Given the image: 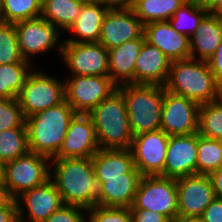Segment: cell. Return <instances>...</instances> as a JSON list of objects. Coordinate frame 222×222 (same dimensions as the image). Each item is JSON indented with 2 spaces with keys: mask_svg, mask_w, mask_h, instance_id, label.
<instances>
[{
  "mask_svg": "<svg viewBox=\"0 0 222 222\" xmlns=\"http://www.w3.org/2000/svg\"><path fill=\"white\" fill-rule=\"evenodd\" d=\"M168 141L169 136L161 129L133 137L130 150L142 176H163Z\"/></svg>",
  "mask_w": 222,
  "mask_h": 222,
  "instance_id": "11",
  "label": "cell"
},
{
  "mask_svg": "<svg viewBox=\"0 0 222 222\" xmlns=\"http://www.w3.org/2000/svg\"><path fill=\"white\" fill-rule=\"evenodd\" d=\"M188 0H133L131 8L145 25L154 21H168Z\"/></svg>",
  "mask_w": 222,
  "mask_h": 222,
  "instance_id": "27",
  "label": "cell"
},
{
  "mask_svg": "<svg viewBox=\"0 0 222 222\" xmlns=\"http://www.w3.org/2000/svg\"><path fill=\"white\" fill-rule=\"evenodd\" d=\"M0 222H19L16 199H14L7 207L0 208Z\"/></svg>",
  "mask_w": 222,
  "mask_h": 222,
  "instance_id": "41",
  "label": "cell"
},
{
  "mask_svg": "<svg viewBox=\"0 0 222 222\" xmlns=\"http://www.w3.org/2000/svg\"><path fill=\"white\" fill-rule=\"evenodd\" d=\"M58 45L63 62L73 76H109L108 50L99 42Z\"/></svg>",
  "mask_w": 222,
  "mask_h": 222,
  "instance_id": "10",
  "label": "cell"
},
{
  "mask_svg": "<svg viewBox=\"0 0 222 222\" xmlns=\"http://www.w3.org/2000/svg\"><path fill=\"white\" fill-rule=\"evenodd\" d=\"M85 3L80 0H47L42 5L41 17L60 31L70 29Z\"/></svg>",
  "mask_w": 222,
  "mask_h": 222,
  "instance_id": "26",
  "label": "cell"
},
{
  "mask_svg": "<svg viewBox=\"0 0 222 222\" xmlns=\"http://www.w3.org/2000/svg\"><path fill=\"white\" fill-rule=\"evenodd\" d=\"M16 201L19 222H45L52 213L64 205L61 194L51 179L23 192ZM23 206L28 210L26 214L30 219L27 221L25 220L27 218L23 217L26 211Z\"/></svg>",
  "mask_w": 222,
  "mask_h": 222,
  "instance_id": "17",
  "label": "cell"
},
{
  "mask_svg": "<svg viewBox=\"0 0 222 222\" xmlns=\"http://www.w3.org/2000/svg\"><path fill=\"white\" fill-rule=\"evenodd\" d=\"M87 222H132L128 207H104L95 205L87 209Z\"/></svg>",
  "mask_w": 222,
  "mask_h": 222,
  "instance_id": "36",
  "label": "cell"
},
{
  "mask_svg": "<svg viewBox=\"0 0 222 222\" xmlns=\"http://www.w3.org/2000/svg\"><path fill=\"white\" fill-rule=\"evenodd\" d=\"M28 75L18 96L25 118L56 106L65 100V82L40 71Z\"/></svg>",
  "mask_w": 222,
  "mask_h": 222,
  "instance_id": "7",
  "label": "cell"
},
{
  "mask_svg": "<svg viewBox=\"0 0 222 222\" xmlns=\"http://www.w3.org/2000/svg\"><path fill=\"white\" fill-rule=\"evenodd\" d=\"M31 64L12 63L0 65V98H18L28 75L33 70L34 66Z\"/></svg>",
  "mask_w": 222,
  "mask_h": 222,
  "instance_id": "28",
  "label": "cell"
},
{
  "mask_svg": "<svg viewBox=\"0 0 222 222\" xmlns=\"http://www.w3.org/2000/svg\"><path fill=\"white\" fill-rule=\"evenodd\" d=\"M50 179L61 194L64 205L85 209L97 205L99 186L92 158H52Z\"/></svg>",
  "mask_w": 222,
  "mask_h": 222,
  "instance_id": "1",
  "label": "cell"
},
{
  "mask_svg": "<svg viewBox=\"0 0 222 222\" xmlns=\"http://www.w3.org/2000/svg\"><path fill=\"white\" fill-rule=\"evenodd\" d=\"M214 14L222 20V4L219 6V8L214 12Z\"/></svg>",
  "mask_w": 222,
  "mask_h": 222,
  "instance_id": "48",
  "label": "cell"
},
{
  "mask_svg": "<svg viewBox=\"0 0 222 222\" xmlns=\"http://www.w3.org/2000/svg\"><path fill=\"white\" fill-rule=\"evenodd\" d=\"M6 163L0 161V184H5Z\"/></svg>",
  "mask_w": 222,
  "mask_h": 222,
  "instance_id": "46",
  "label": "cell"
},
{
  "mask_svg": "<svg viewBox=\"0 0 222 222\" xmlns=\"http://www.w3.org/2000/svg\"><path fill=\"white\" fill-rule=\"evenodd\" d=\"M222 167V140L197 133V174L210 175Z\"/></svg>",
  "mask_w": 222,
  "mask_h": 222,
  "instance_id": "29",
  "label": "cell"
},
{
  "mask_svg": "<svg viewBox=\"0 0 222 222\" xmlns=\"http://www.w3.org/2000/svg\"><path fill=\"white\" fill-rule=\"evenodd\" d=\"M100 149H130L133 139L126 101L117 89L90 113Z\"/></svg>",
  "mask_w": 222,
  "mask_h": 222,
  "instance_id": "4",
  "label": "cell"
},
{
  "mask_svg": "<svg viewBox=\"0 0 222 222\" xmlns=\"http://www.w3.org/2000/svg\"><path fill=\"white\" fill-rule=\"evenodd\" d=\"M14 26L20 54L26 61H31L30 56L43 54L57 47L60 31L43 17L23 20Z\"/></svg>",
  "mask_w": 222,
  "mask_h": 222,
  "instance_id": "14",
  "label": "cell"
},
{
  "mask_svg": "<svg viewBox=\"0 0 222 222\" xmlns=\"http://www.w3.org/2000/svg\"><path fill=\"white\" fill-rule=\"evenodd\" d=\"M42 6L37 0H0V21L17 22L41 17Z\"/></svg>",
  "mask_w": 222,
  "mask_h": 222,
  "instance_id": "33",
  "label": "cell"
},
{
  "mask_svg": "<svg viewBox=\"0 0 222 222\" xmlns=\"http://www.w3.org/2000/svg\"><path fill=\"white\" fill-rule=\"evenodd\" d=\"M178 218L198 219L216 198L209 175L194 174L176 179Z\"/></svg>",
  "mask_w": 222,
  "mask_h": 222,
  "instance_id": "12",
  "label": "cell"
},
{
  "mask_svg": "<svg viewBox=\"0 0 222 222\" xmlns=\"http://www.w3.org/2000/svg\"><path fill=\"white\" fill-rule=\"evenodd\" d=\"M109 8H127L131 7L133 0H96Z\"/></svg>",
  "mask_w": 222,
  "mask_h": 222,
  "instance_id": "44",
  "label": "cell"
},
{
  "mask_svg": "<svg viewBox=\"0 0 222 222\" xmlns=\"http://www.w3.org/2000/svg\"><path fill=\"white\" fill-rule=\"evenodd\" d=\"M207 64L215 77L218 88L222 89V40L213 53V55L207 60Z\"/></svg>",
  "mask_w": 222,
  "mask_h": 222,
  "instance_id": "39",
  "label": "cell"
},
{
  "mask_svg": "<svg viewBox=\"0 0 222 222\" xmlns=\"http://www.w3.org/2000/svg\"><path fill=\"white\" fill-rule=\"evenodd\" d=\"M145 41L144 35L138 39L108 50L109 77L118 85L133 83L136 59Z\"/></svg>",
  "mask_w": 222,
  "mask_h": 222,
  "instance_id": "22",
  "label": "cell"
},
{
  "mask_svg": "<svg viewBox=\"0 0 222 222\" xmlns=\"http://www.w3.org/2000/svg\"><path fill=\"white\" fill-rule=\"evenodd\" d=\"M145 41L158 47L170 60L191 58L190 39L177 32L169 21H154L144 25Z\"/></svg>",
  "mask_w": 222,
  "mask_h": 222,
  "instance_id": "19",
  "label": "cell"
},
{
  "mask_svg": "<svg viewBox=\"0 0 222 222\" xmlns=\"http://www.w3.org/2000/svg\"><path fill=\"white\" fill-rule=\"evenodd\" d=\"M174 222H200L199 219L177 218Z\"/></svg>",
  "mask_w": 222,
  "mask_h": 222,
  "instance_id": "47",
  "label": "cell"
},
{
  "mask_svg": "<svg viewBox=\"0 0 222 222\" xmlns=\"http://www.w3.org/2000/svg\"><path fill=\"white\" fill-rule=\"evenodd\" d=\"M144 34V24L131 7L109 8L103 18L99 43L107 50L127 41L138 39Z\"/></svg>",
  "mask_w": 222,
  "mask_h": 222,
  "instance_id": "15",
  "label": "cell"
},
{
  "mask_svg": "<svg viewBox=\"0 0 222 222\" xmlns=\"http://www.w3.org/2000/svg\"><path fill=\"white\" fill-rule=\"evenodd\" d=\"M200 136L222 140V99L199 106L198 130Z\"/></svg>",
  "mask_w": 222,
  "mask_h": 222,
  "instance_id": "32",
  "label": "cell"
},
{
  "mask_svg": "<svg viewBox=\"0 0 222 222\" xmlns=\"http://www.w3.org/2000/svg\"><path fill=\"white\" fill-rule=\"evenodd\" d=\"M92 163L96 179L126 178L135 167L130 149H99Z\"/></svg>",
  "mask_w": 222,
  "mask_h": 222,
  "instance_id": "25",
  "label": "cell"
},
{
  "mask_svg": "<svg viewBox=\"0 0 222 222\" xmlns=\"http://www.w3.org/2000/svg\"><path fill=\"white\" fill-rule=\"evenodd\" d=\"M209 177L211 178L216 198L222 199V167L212 172Z\"/></svg>",
  "mask_w": 222,
  "mask_h": 222,
  "instance_id": "42",
  "label": "cell"
},
{
  "mask_svg": "<svg viewBox=\"0 0 222 222\" xmlns=\"http://www.w3.org/2000/svg\"><path fill=\"white\" fill-rule=\"evenodd\" d=\"M132 222H171L165 215L140 208H130Z\"/></svg>",
  "mask_w": 222,
  "mask_h": 222,
  "instance_id": "38",
  "label": "cell"
},
{
  "mask_svg": "<svg viewBox=\"0 0 222 222\" xmlns=\"http://www.w3.org/2000/svg\"><path fill=\"white\" fill-rule=\"evenodd\" d=\"M197 174V133L169 136L163 177Z\"/></svg>",
  "mask_w": 222,
  "mask_h": 222,
  "instance_id": "18",
  "label": "cell"
},
{
  "mask_svg": "<svg viewBox=\"0 0 222 222\" xmlns=\"http://www.w3.org/2000/svg\"><path fill=\"white\" fill-rule=\"evenodd\" d=\"M99 149L90 114L76 113L58 153L53 158H92Z\"/></svg>",
  "mask_w": 222,
  "mask_h": 222,
  "instance_id": "16",
  "label": "cell"
},
{
  "mask_svg": "<svg viewBox=\"0 0 222 222\" xmlns=\"http://www.w3.org/2000/svg\"><path fill=\"white\" fill-rule=\"evenodd\" d=\"M126 101L133 136L161 129L165 86L126 83L118 86Z\"/></svg>",
  "mask_w": 222,
  "mask_h": 222,
  "instance_id": "5",
  "label": "cell"
},
{
  "mask_svg": "<svg viewBox=\"0 0 222 222\" xmlns=\"http://www.w3.org/2000/svg\"><path fill=\"white\" fill-rule=\"evenodd\" d=\"M39 4L42 6L47 0H37Z\"/></svg>",
  "mask_w": 222,
  "mask_h": 222,
  "instance_id": "50",
  "label": "cell"
},
{
  "mask_svg": "<svg viewBox=\"0 0 222 222\" xmlns=\"http://www.w3.org/2000/svg\"><path fill=\"white\" fill-rule=\"evenodd\" d=\"M69 76L64 80L65 100L75 113L89 114L118 89V85L109 76Z\"/></svg>",
  "mask_w": 222,
  "mask_h": 222,
  "instance_id": "9",
  "label": "cell"
},
{
  "mask_svg": "<svg viewBox=\"0 0 222 222\" xmlns=\"http://www.w3.org/2000/svg\"><path fill=\"white\" fill-rule=\"evenodd\" d=\"M189 39L191 58L207 61L222 40V20L214 13H207Z\"/></svg>",
  "mask_w": 222,
  "mask_h": 222,
  "instance_id": "23",
  "label": "cell"
},
{
  "mask_svg": "<svg viewBox=\"0 0 222 222\" xmlns=\"http://www.w3.org/2000/svg\"><path fill=\"white\" fill-rule=\"evenodd\" d=\"M165 88L199 105L220 99V89L207 61L192 58L172 61Z\"/></svg>",
  "mask_w": 222,
  "mask_h": 222,
  "instance_id": "3",
  "label": "cell"
},
{
  "mask_svg": "<svg viewBox=\"0 0 222 222\" xmlns=\"http://www.w3.org/2000/svg\"><path fill=\"white\" fill-rule=\"evenodd\" d=\"M130 208L155 211L174 222L178 218L176 179L160 175L142 176Z\"/></svg>",
  "mask_w": 222,
  "mask_h": 222,
  "instance_id": "6",
  "label": "cell"
},
{
  "mask_svg": "<svg viewBox=\"0 0 222 222\" xmlns=\"http://www.w3.org/2000/svg\"><path fill=\"white\" fill-rule=\"evenodd\" d=\"M108 10V6L97 1L85 3L78 18L68 30V32L72 31L76 36L68 38L62 43L98 42L101 34L103 18Z\"/></svg>",
  "mask_w": 222,
  "mask_h": 222,
  "instance_id": "24",
  "label": "cell"
},
{
  "mask_svg": "<svg viewBox=\"0 0 222 222\" xmlns=\"http://www.w3.org/2000/svg\"><path fill=\"white\" fill-rule=\"evenodd\" d=\"M198 219L200 222H222V199L215 198Z\"/></svg>",
  "mask_w": 222,
  "mask_h": 222,
  "instance_id": "40",
  "label": "cell"
},
{
  "mask_svg": "<svg viewBox=\"0 0 222 222\" xmlns=\"http://www.w3.org/2000/svg\"><path fill=\"white\" fill-rule=\"evenodd\" d=\"M83 212V214H82ZM87 209L75 205H63L52 213L45 222H87Z\"/></svg>",
  "mask_w": 222,
  "mask_h": 222,
  "instance_id": "37",
  "label": "cell"
},
{
  "mask_svg": "<svg viewBox=\"0 0 222 222\" xmlns=\"http://www.w3.org/2000/svg\"><path fill=\"white\" fill-rule=\"evenodd\" d=\"M141 178L142 174L134 167L126 174V178L97 179L99 186L97 205L130 208Z\"/></svg>",
  "mask_w": 222,
  "mask_h": 222,
  "instance_id": "21",
  "label": "cell"
},
{
  "mask_svg": "<svg viewBox=\"0 0 222 222\" xmlns=\"http://www.w3.org/2000/svg\"><path fill=\"white\" fill-rule=\"evenodd\" d=\"M80 1H82V2H84V3H91V2H94V1H96V0H80Z\"/></svg>",
  "mask_w": 222,
  "mask_h": 222,
  "instance_id": "49",
  "label": "cell"
},
{
  "mask_svg": "<svg viewBox=\"0 0 222 222\" xmlns=\"http://www.w3.org/2000/svg\"><path fill=\"white\" fill-rule=\"evenodd\" d=\"M24 123L18 98H0V131L18 128Z\"/></svg>",
  "mask_w": 222,
  "mask_h": 222,
  "instance_id": "35",
  "label": "cell"
},
{
  "mask_svg": "<svg viewBox=\"0 0 222 222\" xmlns=\"http://www.w3.org/2000/svg\"><path fill=\"white\" fill-rule=\"evenodd\" d=\"M14 199L7 185L0 184V208L7 207Z\"/></svg>",
  "mask_w": 222,
  "mask_h": 222,
  "instance_id": "43",
  "label": "cell"
},
{
  "mask_svg": "<svg viewBox=\"0 0 222 222\" xmlns=\"http://www.w3.org/2000/svg\"><path fill=\"white\" fill-rule=\"evenodd\" d=\"M220 98L222 99V89L220 90Z\"/></svg>",
  "mask_w": 222,
  "mask_h": 222,
  "instance_id": "51",
  "label": "cell"
},
{
  "mask_svg": "<svg viewBox=\"0 0 222 222\" xmlns=\"http://www.w3.org/2000/svg\"><path fill=\"white\" fill-rule=\"evenodd\" d=\"M197 2L208 13H214L222 4V0H197Z\"/></svg>",
  "mask_w": 222,
  "mask_h": 222,
  "instance_id": "45",
  "label": "cell"
},
{
  "mask_svg": "<svg viewBox=\"0 0 222 222\" xmlns=\"http://www.w3.org/2000/svg\"><path fill=\"white\" fill-rule=\"evenodd\" d=\"M172 60L158 47L144 41L136 59L134 84H155L165 86Z\"/></svg>",
  "mask_w": 222,
  "mask_h": 222,
  "instance_id": "20",
  "label": "cell"
},
{
  "mask_svg": "<svg viewBox=\"0 0 222 222\" xmlns=\"http://www.w3.org/2000/svg\"><path fill=\"white\" fill-rule=\"evenodd\" d=\"M199 104L165 88L161 113V130L168 136L197 133Z\"/></svg>",
  "mask_w": 222,
  "mask_h": 222,
  "instance_id": "13",
  "label": "cell"
},
{
  "mask_svg": "<svg viewBox=\"0 0 222 222\" xmlns=\"http://www.w3.org/2000/svg\"><path fill=\"white\" fill-rule=\"evenodd\" d=\"M29 151L25 123L18 128L0 131V161L7 163Z\"/></svg>",
  "mask_w": 222,
  "mask_h": 222,
  "instance_id": "30",
  "label": "cell"
},
{
  "mask_svg": "<svg viewBox=\"0 0 222 222\" xmlns=\"http://www.w3.org/2000/svg\"><path fill=\"white\" fill-rule=\"evenodd\" d=\"M75 114L72 106L64 100L25 118L29 150L52 159L58 153Z\"/></svg>",
  "mask_w": 222,
  "mask_h": 222,
  "instance_id": "2",
  "label": "cell"
},
{
  "mask_svg": "<svg viewBox=\"0 0 222 222\" xmlns=\"http://www.w3.org/2000/svg\"><path fill=\"white\" fill-rule=\"evenodd\" d=\"M207 13L208 12L198 4L197 0H188L168 21L177 32L190 38Z\"/></svg>",
  "mask_w": 222,
  "mask_h": 222,
  "instance_id": "31",
  "label": "cell"
},
{
  "mask_svg": "<svg viewBox=\"0 0 222 222\" xmlns=\"http://www.w3.org/2000/svg\"><path fill=\"white\" fill-rule=\"evenodd\" d=\"M51 159L29 151L6 163L5 184L16 199L23 192L44 184L50 179ZM49 162V163H48Z\"/></svg>",
  "mask_w": 222,
  "mask_h": 222,
  "instance_id": "8",
  "label": "cell"
},
{
  "mask_svg": "<svg viewBox=\"0 0 222 222\" xmlns=\"http://www.w3.org/2000/svg\"><path fill=\"white\" fill-rule=\"evenodd\" d=\"M12 63H31L22 58L16 28L12 23L0 21V65Z\"/></svg>",
  "mask_w": 222,
  "mask_h": 222,
  "instance_id": "34",
  "label": "cell"
}]
</instances>
